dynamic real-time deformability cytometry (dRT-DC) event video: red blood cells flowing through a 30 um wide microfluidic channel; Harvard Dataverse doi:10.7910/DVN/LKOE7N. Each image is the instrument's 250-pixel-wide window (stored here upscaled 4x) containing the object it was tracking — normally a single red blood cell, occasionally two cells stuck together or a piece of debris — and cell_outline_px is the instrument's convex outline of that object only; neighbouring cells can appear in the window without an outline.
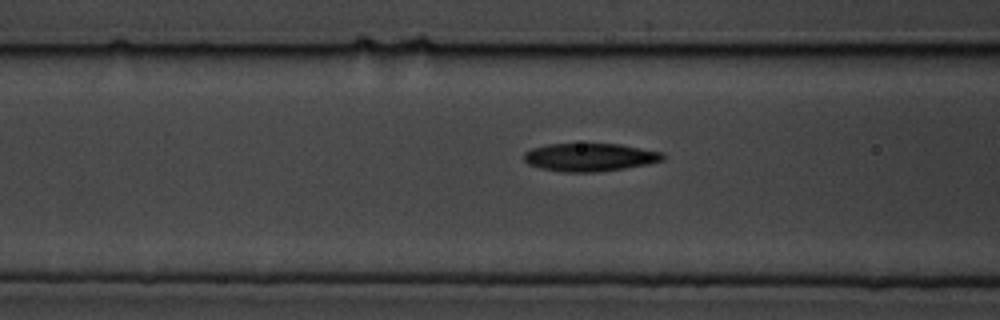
{"species": "common noctule bat (a hibernating species)", "species_latin": "Nyctalus noctula", "temperature_condition": "cold", "stored_images_in_passage": 20, "camera_frame_rate_fps": 3000, "um_per_image_px": 0.085, "animal": {"sex": "male", "body_mass_g": 19.5, "forearm_length_mm": 54.6}, "frame": {"image": 1, "passage_image": 18, "time_ms": 5.667, "image_size_px": [1000, 320], "cell_outline_px": [[664, 160], [648, 164], [624, 168], [596, 172], [564, 172], [540, 168], [528, 164], [524, 160], [524, 152], [532, 148], [548, 144], [620, 144], [664, 152]], "centroid_in_image_um": [50.14, 13.36], "position_along_channel_um": 116.5, "area_um2": 22.72}}